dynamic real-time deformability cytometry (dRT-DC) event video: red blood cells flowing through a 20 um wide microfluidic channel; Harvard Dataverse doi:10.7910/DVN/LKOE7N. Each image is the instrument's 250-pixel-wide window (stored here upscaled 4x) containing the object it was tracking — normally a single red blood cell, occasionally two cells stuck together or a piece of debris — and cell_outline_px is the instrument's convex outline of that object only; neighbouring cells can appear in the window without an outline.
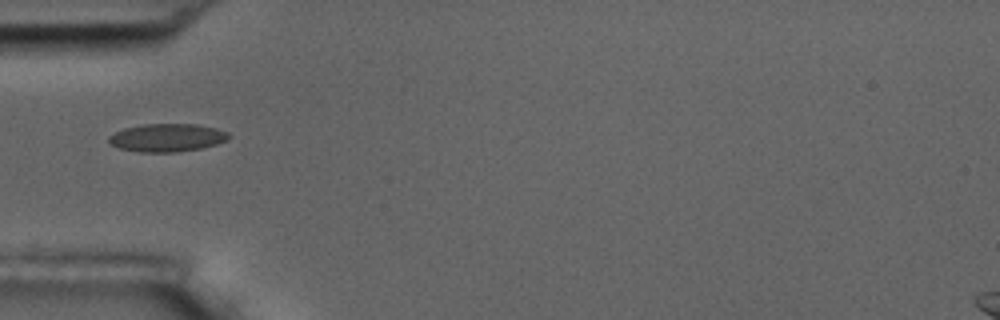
{"species": "common noctule bat (a hibernating species)", "species_latin": "Nyctalus noctula", "temperature_condition": "room temperature", "stored_images_in_passage": 10, "camera_frame_rate_fps": 3000, "um_per_image_px": 0.085, "animal": {"sex": "male", "body_mass_g": 17.5, "forearm_length_mm": 52.3}, "frame": {"image": 1, "passage_image": 5, "time_ms": 5.667, "image_size_px": [1000, 320], "cell_outline_px": [[232, 136], [228, 140], [216, 144], [200, 148], [176, 152], [140, 152], [120, 148], [112, 144], [108, 140], [108, 136], [124, 128], [144, 124], [196, 124], [216, 128], [228, 132]], "centroid_in_image_um": [14.24, 11.7], "position_along_channel_um": 70.8, "area_um2": 19.54}}
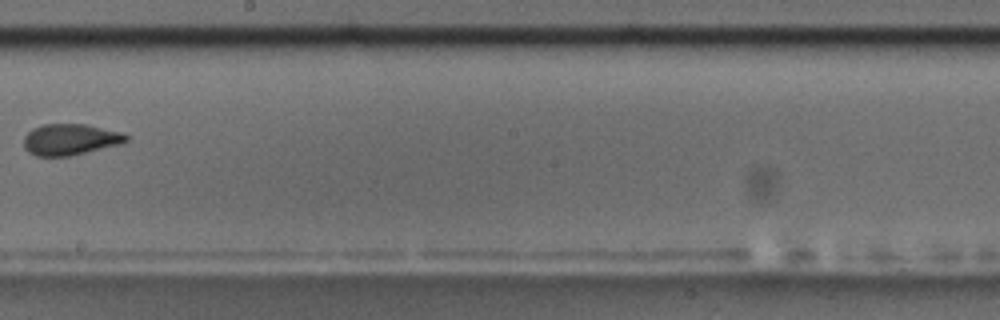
{"frame": {"image": 2, "passage_image": 9, "time_ms": 10.333, "image_size_px": [1000, 320], "cell_outline_px": [[128, 140], [120, 144], [68, 156], [36, 156], [28, 152], [24, 148], [24, 136], [32, 128], [44, 124], [88, 124], [124, 132], [128, 136]], "centroid_in_image_um": [5.97, 11.84], "position_along_channel_um": 242.2, "area_um2": 18.73}}
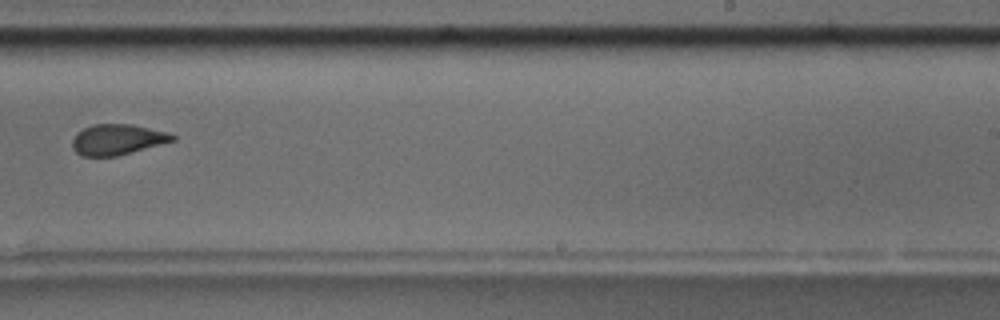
{"frame": {"image": 3, "passage_image": 10, "time_ms": 11.333, "image_size_px": [1000, 320], "cell_outline_px": [[176, 140], [132, 152], [116, 156], [80, 156], [72, 148], [72, 140], [76, 132], [92, 124], [132, 124], [168, 132], [176, 136]], "centroid_in_image_um": [9.96, 11.85], "position_along_channel_um": 279.0, "area_um2": 17.98}}